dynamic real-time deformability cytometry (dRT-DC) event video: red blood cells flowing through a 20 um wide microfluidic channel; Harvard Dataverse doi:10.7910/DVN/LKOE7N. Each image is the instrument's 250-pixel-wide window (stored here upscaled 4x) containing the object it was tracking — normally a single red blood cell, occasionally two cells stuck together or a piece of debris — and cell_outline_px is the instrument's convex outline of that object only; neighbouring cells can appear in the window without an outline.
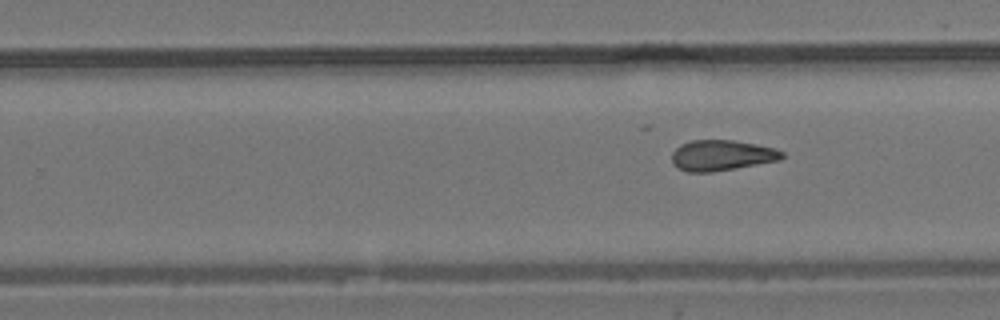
{"species": "common noctule bat (a hibernating species)", "species_latin": "Nyctalus noctula", "temperature_condition": "room temperature", "stored_images_in_passage": 11, "camera_frame_rate_fps": 3000, "um_per_image_px": 0.085, "animal": {"sex": "male", "body_mass_g": 19.2, "forearm_length_mm": 51.8}, "frame": {"image": 1, "passage_image": 11, "time_ms": 12.667, "image_size_px": [1000, 320], "cell_outline_px": [[784, 156], [780, 160], [736, 168], [712, 172], [688, 172], [676, 168], [672, 164], [672, 152], [680, 144], [692, 140], [732, 140], [756, 144], [776, 148], [784, 152]], "centroid_in_image_um": [61.33, 13.21], "position_along_channel_um": 268.5, "area_um2": 19.83}}